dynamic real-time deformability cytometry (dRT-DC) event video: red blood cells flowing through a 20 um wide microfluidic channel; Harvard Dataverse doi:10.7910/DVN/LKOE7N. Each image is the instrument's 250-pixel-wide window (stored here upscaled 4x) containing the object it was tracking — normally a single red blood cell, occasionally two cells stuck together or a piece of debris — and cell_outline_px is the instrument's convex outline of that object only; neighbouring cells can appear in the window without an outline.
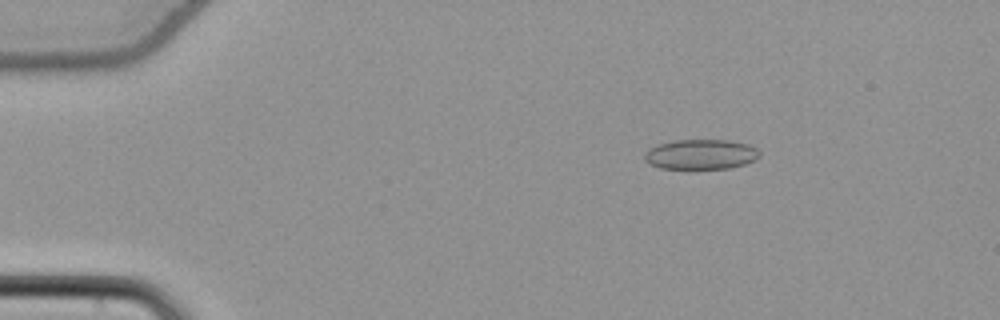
{"species": "common noctule bat (a hibernating species)", "species_latin": "Nyctalus noctula", "temperature_condition": "cold", "stored_images_in_passage": 55, "camera_frame_rate_fps": 3000, "um_per_image_px": 0.085, "animal": {"sex": "female", "body_mass_g": 22.7, "forearm_length_mm": 54.2}, "frame": {"image": 1, "passage_image": 10, "time_ms": 3.0, "image_size_px": [1000, 320], "cell_outline_px": [[760, 156], [756, 160], [732, 168], [688, 172], [660, 168], [648, 164], [644, 160], [644, 152], [648, 148], [660, 144], [676, 140], [728, 140], [748, 144], [756, 148], [760, 152]], "centroid_in_image_um": [59.53, 13.18], "position_along_channel_um": 25.5, "area_um2": 21.21}}
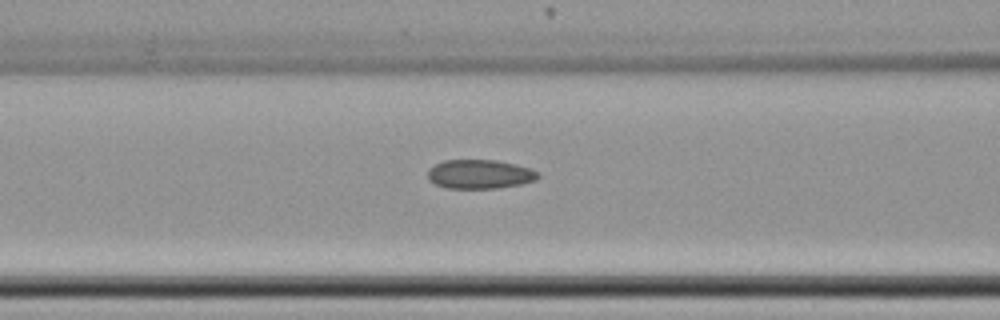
{"frame": {"image": 2, "passage_image": 24, "time_ms": 7.667, "image_size_px": [1000, 320], "cell_outline_px": [[540, 176], [536, 180], [520, 184], [496, 188], [444, 188], [428, 180], [428, 168], [444, 160], [496, 160], [516, 164], [540, 172]], "centroid_in_image_um": [40.77, 14.8], "position_along_channel_um": 125.8, "area_um2": 18.73}}
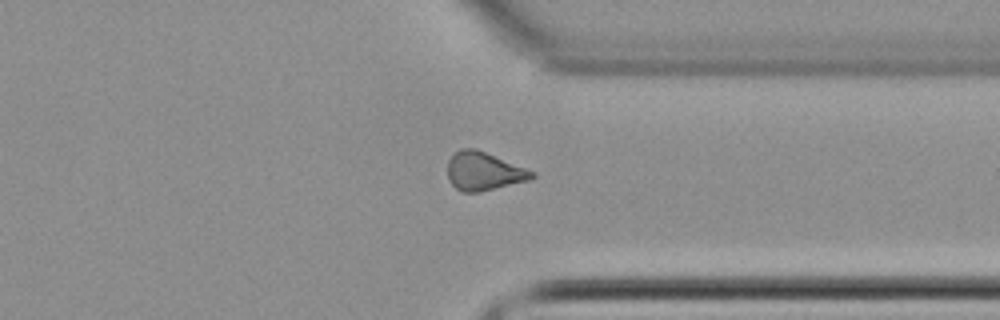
{"frame": {"image": 3, "passage_image": 43, "time_ms": 14.0, "image_size_px": [1000, 320], "cell_outline_px": [[536, 176], [532, 180], [480, 192], [460, 192], [448, 180], [448, 160], [460, 148], [476, 148], [536, 172]], "centroid_in_image_um": [41.15, 14.57], "position_along_channel_um": 370.3, "area_um2": 19.07}, "authors_computed_cell_mechanics": {"area_um2": 19.074, "velocity_mm_per_s": 3.8689, "shape_relaxation_time_tau1_ms": null, "shape_relaxation_time_tau2_ms": 3.3697, "deformation_change_tau1": null, "deformation_change_tau2": 0.0889}}